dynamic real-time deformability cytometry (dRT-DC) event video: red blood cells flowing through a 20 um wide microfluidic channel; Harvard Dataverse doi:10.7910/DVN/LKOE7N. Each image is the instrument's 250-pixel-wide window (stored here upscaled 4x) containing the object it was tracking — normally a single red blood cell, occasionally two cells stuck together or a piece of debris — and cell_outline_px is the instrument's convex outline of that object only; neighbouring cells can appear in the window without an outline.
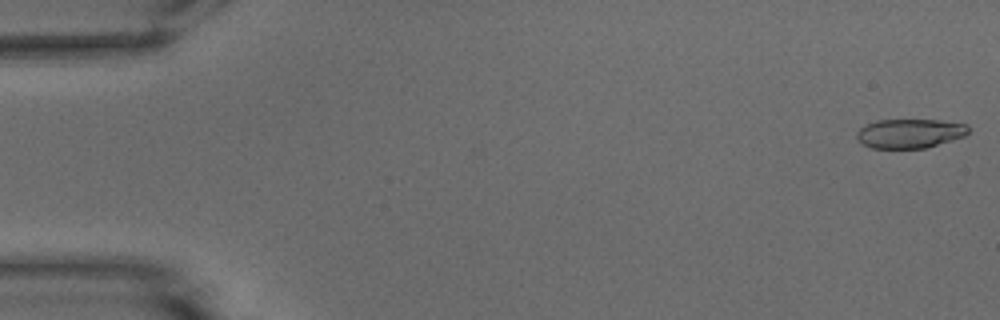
{"species": "common noctule bat (a hibernating species)", "species_latin": "Nyctalus noctula", "temperature_condition": "warm", "stored_images_in_passage": 53, "camera_frame_rate_fps": 3000, "um_per_image_px": 0.085, "animal": {"sex": "male", "body_mass_g": 15.6}, "frame": {"image": 1, "passage_image": 1, "time_ms": 0.0, "image_size_px": [1000, 320], "cell_outline_px": [[968, 132], [964, 136], [952, 140], [924, 148], [872, 148], [864, 144], [856, 136], [856, 132], [860, 128], [876, 120], [940, 120], [968, 124]], "centroid_in_image_um": [77.34, 11.33], "position_along_channel_um": 7.7, "area_um2": 18.84}}
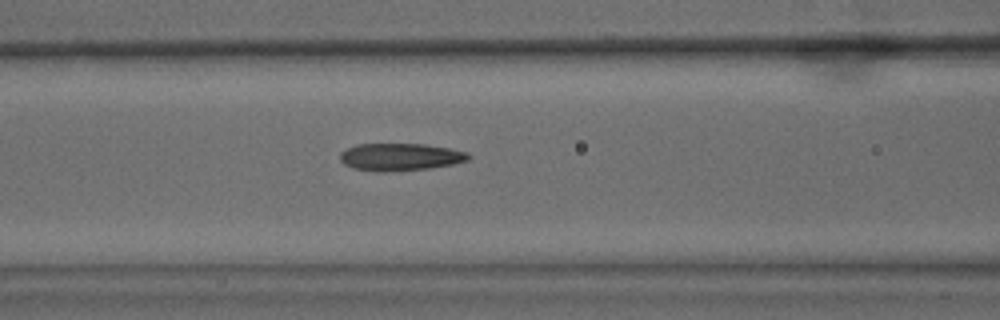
{"frame": {"image": 2, "passage_image": 22, "time_ms": 7.0, "image_size_px": [1000, 320], "cell_outline_px": [[472, 156], [468, 160], [452, 164], [428, 168], [384, 172], [380, 172], [352, 168], [344, 164], [340, 160], [340, 152], [356, 144], [424, 144], [448, 148], [468, 152]], "centroid_in_image_um": [34.0, 13.34], "position_along_channel_um": 132.6, "area_um2": 20.46}}
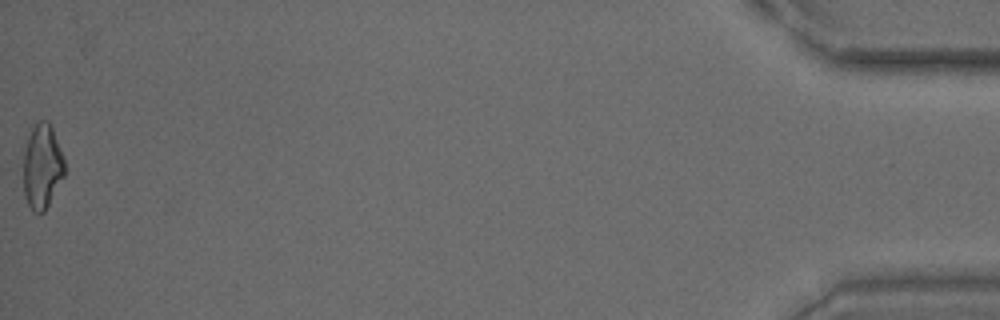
{"frame": {"image": 3, "passage_image": 53, "time_ms": 17.333, "image_size_px": [1000, 320], "cell_outline_px": [[64, 176], [44, 212], [32, 212], [24, 196], [24, 148], [28, 136], [36, 120], [48, 120], [52, 128], [64, 160]], "centroid_in_image_um": [3.57, 14.13], "position_along_channel_um": 431.6, "area_um2": 20.23}, "authors_computed_cell_mechanics": {"area_um2": 20.23, "velocity_mm_per_s": 3.8381, "shape_relaxation_time_tau1_ms": 8.6006, "shape_relaxation_time_tau2_ms": 1.3077, "deformation_change_tau1": 0.2582, "deformation_change_tau2": 0.0992}}